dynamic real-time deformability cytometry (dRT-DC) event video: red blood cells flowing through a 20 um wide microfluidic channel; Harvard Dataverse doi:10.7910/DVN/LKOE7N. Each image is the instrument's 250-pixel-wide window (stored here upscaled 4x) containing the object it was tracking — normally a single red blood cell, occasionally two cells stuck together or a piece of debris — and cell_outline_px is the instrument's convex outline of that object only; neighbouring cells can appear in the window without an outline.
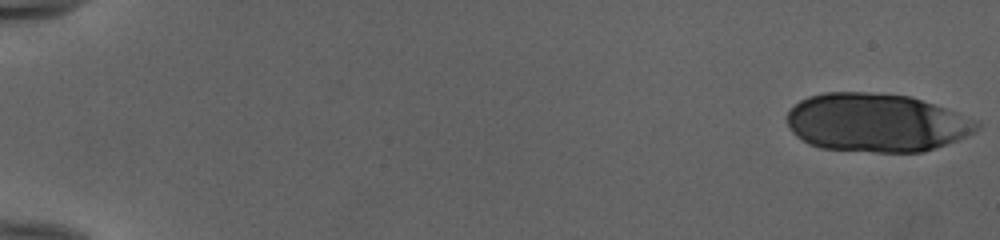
{"species": "human", "species_latin": "Homo sapiens", "temperature_condition": "cold", "stored_images_in_passage": 52, "camera_frame_rate_fps": 3000, "um_per_image_px": 0.085, "donor": {"sex": "female"}, "frame": {"image": 1, "passage_image": 1, "time_ms": 0.0, "image_size_px": [1000, 240], "cell_outline_px": [[980, 128], [976, 132], [956, 140], [924, 152], [876, 152], [820, 148], [808, 144], [796, 136], [792, 132], [788, 124], [788, 112], [800, 100], [808, 96], [824, 92], [864, 92], [908, 96], [980, 120]], "centroid_in_image_um": [74.49, 10.43], "position_along_channel_um": 10.5, "area_um2": 64.56}}
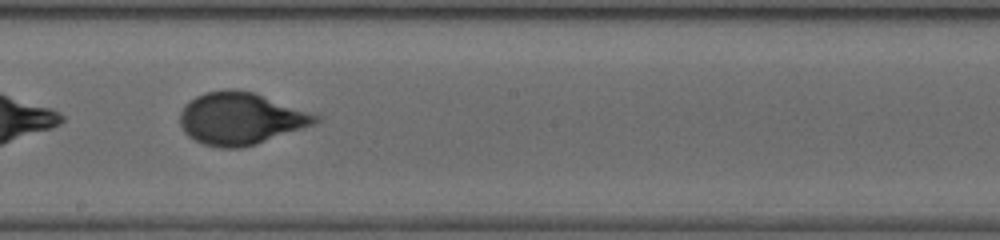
{"frame": {"image": 2, "passage_image": 32, "time_ms": 10.333, "image_size_px": [1000, 240], "cell_outline_px": [[320, 120], [312, 124], [256, 144], [240, 148], [220, 148], [204, 144], [188, 136], [184, 132], [180, 124], [180, 112], [196, 96], [204, 92], [232, 88], [236, 88], [252, 92], [320, 116]], "centroid_in_image_um": [20.4, 10.07], "position_along_channel_um": 227.8, "area_um2": 40.46}}
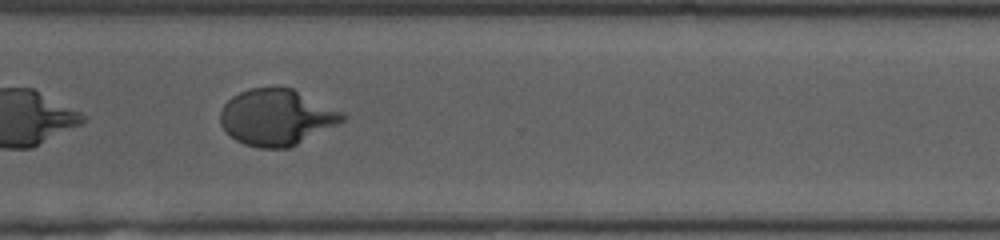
{"frame": {"image": 3, "passage_image": 41, "time_ms": 13.333, "image_size_px": [1000, 240], "cell_outline_px": [[348, 116], [344, 120], [288, 148], [256, 148], [244, 144], [236, 140], [220, 124], [220, 112], [224, 104], [232, 96], [248, 88], [292, 88], [344, 112]], "centroid_in_image_um": [23.49, 9.96], "position_along_channel_um": 347.1, "area_um2": 39.59}, "authors_computed_cell_mechanics": {"area_um2": 41.2692, "velocity_mm_per_s": 3.9949, "shape_relaxation_time_tau1_ms": 3.5895, "shape_relaxation_time_tau2_ms": null, "deformation_change_tau1": 0.2019, "deformation_change_tau2": null}}